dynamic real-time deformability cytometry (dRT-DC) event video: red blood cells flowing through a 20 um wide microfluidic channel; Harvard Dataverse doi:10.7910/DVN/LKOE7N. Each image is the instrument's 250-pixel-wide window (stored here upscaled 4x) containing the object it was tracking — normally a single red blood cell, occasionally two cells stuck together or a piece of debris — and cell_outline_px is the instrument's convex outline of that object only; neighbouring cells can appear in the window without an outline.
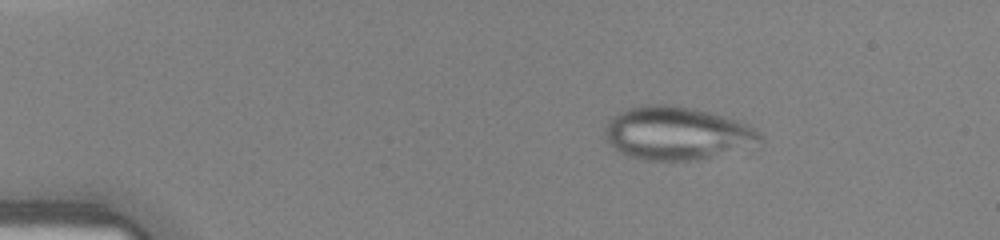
{"species": "human", "species_latin": "Homo sapiens", "temperature_condition": "warm", "stored_images_in_passage": 34, "camera_frame_rate_fps": 3000, "um_per_image_px": 0.085, "donor": {"sex": "female"}, "frame": {"image": 1, "passage_image": 6, "time_ms": 1.667, "image_size_px": [1000, 240], "cell_outline_px": [[764, 136], [752, 152], [696, 160], [644, 160], [628, 156], [620, 152], [608, 144], [604, 140], [604, 128], [608, 120], [612, 116], [628, 108], [640, 104], [668, 104], [692, 108], [712, 112], [748, 124], [756, 128]], "centroid_in_image_um": [57.63, 11.36], "position_along_channel_um": 27.4, "area_um2": 49.77}}